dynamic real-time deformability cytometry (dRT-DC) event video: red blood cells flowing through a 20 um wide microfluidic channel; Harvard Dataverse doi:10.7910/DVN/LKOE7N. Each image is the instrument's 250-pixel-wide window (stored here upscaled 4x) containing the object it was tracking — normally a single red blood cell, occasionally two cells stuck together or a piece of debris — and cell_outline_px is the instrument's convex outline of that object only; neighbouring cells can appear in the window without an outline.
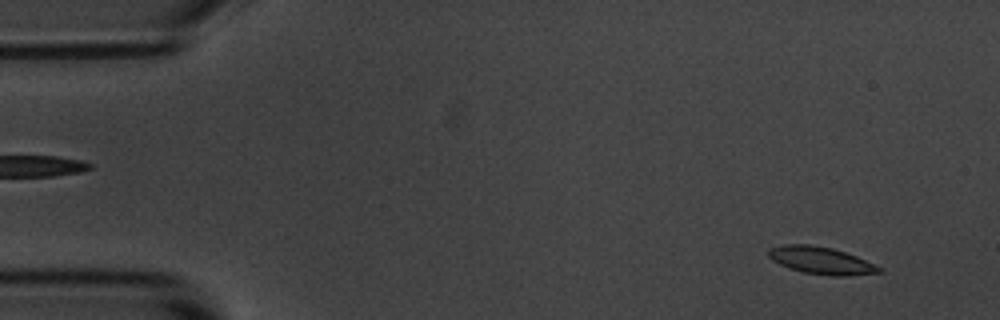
{"species": "common noctule bat (a hibernating species)", "species_latin": "Nyctalus noctula", "temperature_condition": "room temperature", "stored_images_in_passage": 7, "camera_frame_rate_fps": 3000, "um_per_image_px": 0.085, "animal": {"sex": "male", "body_mass_g": 20.1, "forearm_length_mm": 53.5}, "frame": {"image": 1, "passage_image": 1, "time_ms": 0.0, "image_size_px": [1000, 320], "cell_outline_px": [[884, 272], [848, 276], [836, 276], [804, 272], [788, 268], [772, 260], [768, 256], [768, 248], [784, 244], [808, 244], [832, 248], [856, 256], [884, 268]], "centroid_in_image_um": [69.81, 22.14], "position_along_channel_um": 15.2, "area_um2": 17.63}}
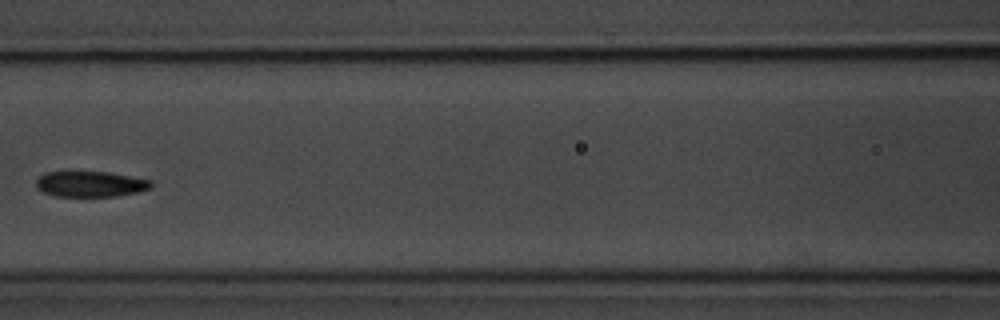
{"frame": {"image": 2, "passage_image": 6, "time_ms": 6.667, "image_size_px": [1000, 320], "cell_outline_px": [[152, 188], [136, 192], [116, 196], [56, 196], [44, 192], [36, 188], [36, 180], [44, 172], [108, 172], [152, 180]], "centroid_in_image_um": [7.69, 15.64], "position_along_channel_um": 158.9, "area_um2": 17.11}}
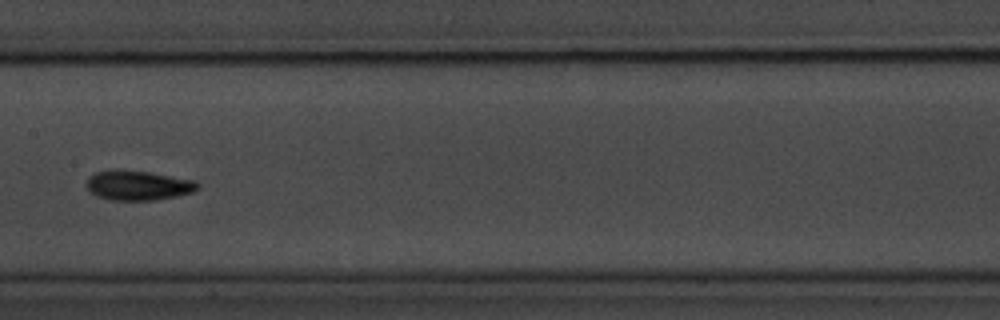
{"frame": {"image": 3, "passage_image": 7, "time_ms": 7.667, "image_size_px": [1000, 320], "cell_outline_px": [[200, 188], [192, 192], [176, 196], [156, 200], [108, 200], [96, 196], [88, 188], [88, 176], [96, 172], [152, 172], [196, 180], [200, 184]], "centroid_in_image_um": [11.83, 15.79], "position_along_channel_um": 195.6, "area_um2": 18.79}}